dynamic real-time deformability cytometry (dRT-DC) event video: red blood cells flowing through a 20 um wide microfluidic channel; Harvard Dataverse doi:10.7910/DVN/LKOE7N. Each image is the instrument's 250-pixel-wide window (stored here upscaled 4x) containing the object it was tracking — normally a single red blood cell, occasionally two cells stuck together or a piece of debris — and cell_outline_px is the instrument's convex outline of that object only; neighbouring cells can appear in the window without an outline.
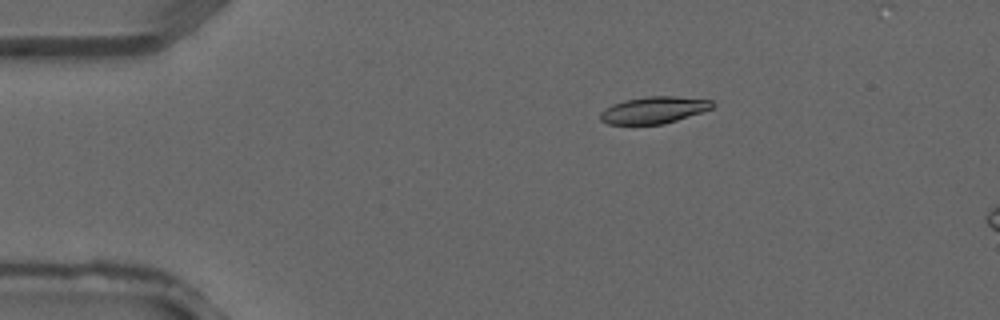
{"species": "common noctule bat (a hibernating species)", "species_latin": "Nyctalus noctula", "temperature_condition": "warm", "stored_images_in_passage": 3, "camera_frame_rate_fps": 3000, "um_per_image_px": 0.085, "animal": {"sex": "male", "forearm_length_mm": 52.5}, "frame": {"image": 1, "passage_image": 1, "time_ms": 0.0, "image_size_px": [1000, 320], "cell_outline_px": [[716, 104], [712, 108], [704, 112], [664, 124], [608, 124], [600, 120], [600, 112], [604, 108], [612, 104], [624, 100], [648, 96], [676, 96], [712, 100]], "centroid_in_image_um": [55.6, 9.35], "position_along_channel_um": 29.4, "area_um2": 17.74}}